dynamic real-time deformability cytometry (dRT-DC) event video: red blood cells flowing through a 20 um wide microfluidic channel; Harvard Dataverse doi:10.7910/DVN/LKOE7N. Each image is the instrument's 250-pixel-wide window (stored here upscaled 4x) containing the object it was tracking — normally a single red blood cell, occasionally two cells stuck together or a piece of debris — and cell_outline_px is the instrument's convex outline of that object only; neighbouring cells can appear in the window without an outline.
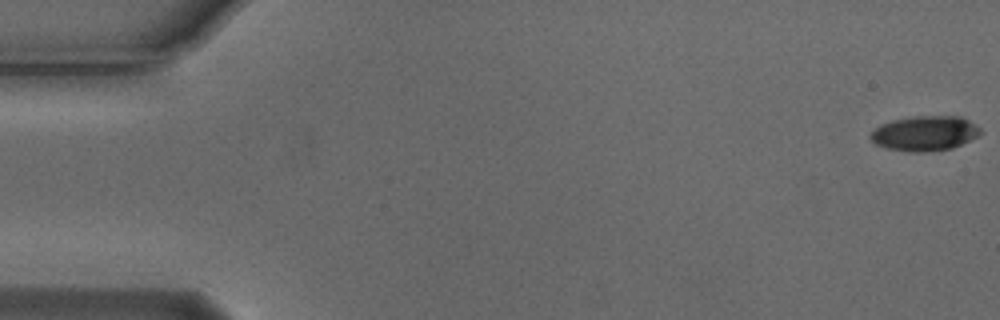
{"species": "Egyptian fruit bat (a non-hibernating species)", "species_latin": "Rousettus aegyptiacus", "temperature_condition": "cold", "stored_images_in_passage": 5, "camera_frame_rate_fps": 3000, "um_per_image_px": 0.085, "animal": {"sex": "male"}, "frame": {"image": 1, "passage_image": 1, "time_ms": 0.0, "image_size_px": [1000, 320], "cell_outline_px": [[984, 132], [952, 148], [924, 152], [908, 152], [888, 148], [876, 144], [868, 136], [880, 124], [896, 120], [916, 116], [960, 116], [976, 124]], "centroid_in_image_um": [78.62, 11.33], "position_along_channel_um": 6.4, "area_um2": 22.14}}
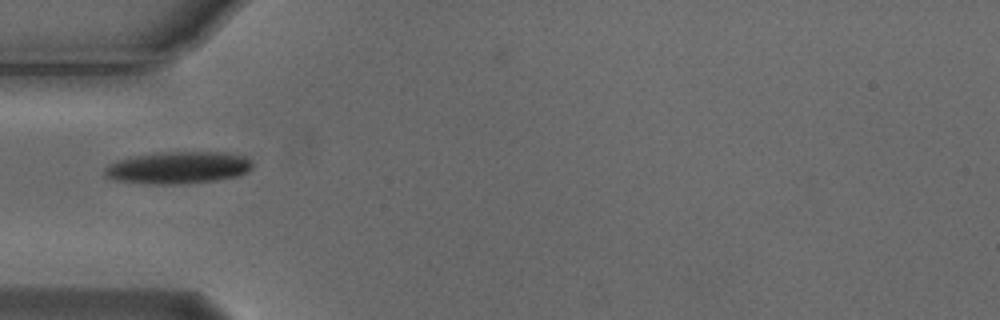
{"frame": {"image": 2, "passage_image": 5, "time_ms": 1.333, "image_size_px": [1000, 320], "cell_outline_px": [[252, 168], [248, 172], [236, 176], [216, 180], [184, 184], [148, 184], [112, 180], [104, 176], [104, 168], [108, 164], [116, 160], [132, 156], [156, 152], [228, 152], [244, 156], [252, 164]], "centroid_in_image_um": [15.08, 14.25], "position_along_channel_um": 69.9, "area_um2": 28.03}}